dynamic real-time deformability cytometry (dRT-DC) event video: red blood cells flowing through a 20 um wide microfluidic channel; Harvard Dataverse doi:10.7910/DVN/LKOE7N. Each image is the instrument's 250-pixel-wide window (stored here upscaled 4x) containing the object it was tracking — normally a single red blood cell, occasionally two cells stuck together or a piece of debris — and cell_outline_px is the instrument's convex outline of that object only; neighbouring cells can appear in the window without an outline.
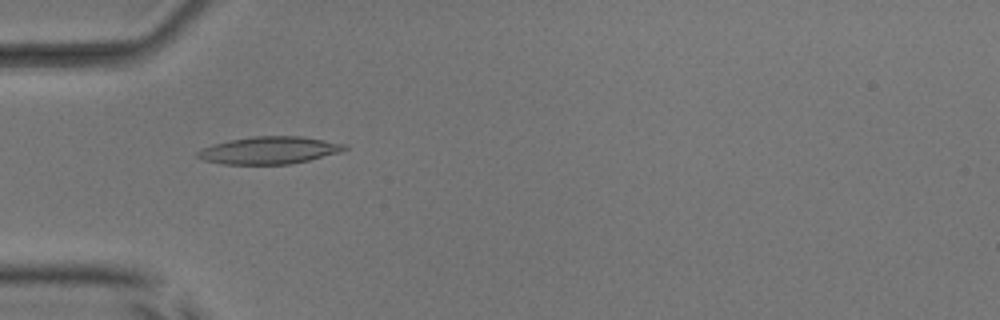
{"species": "common noctule bat (a hibernating species)", "species_latin": "Nyctalus noctula", "temperature_condition": "room temperature", "stored_images_in_passage": 52, "camera_frame_rate_fps": 3000, "um_per_image_px": 0.085, "animal": {"sex": "male", "body_mass_g": 17.9, "forearm_length_mm": 54.2}, "frame": {"image": 1, "passage_image": 17, "time_ms": 5.333, "image_size_px": [1000, 320], "cell_outline_px": [[348, 148], [340, 152], [308, 160], [288, 164], [220, 164], [204, 160], [196, 156], [196, 152], [204, 148], [228, 140], [252, 136], [300, 136], [348, 144]], "centroid_in_image_um": [22.9, 12.77], "position_along_channel_um": 62.1, "area_um2": 23.29}}
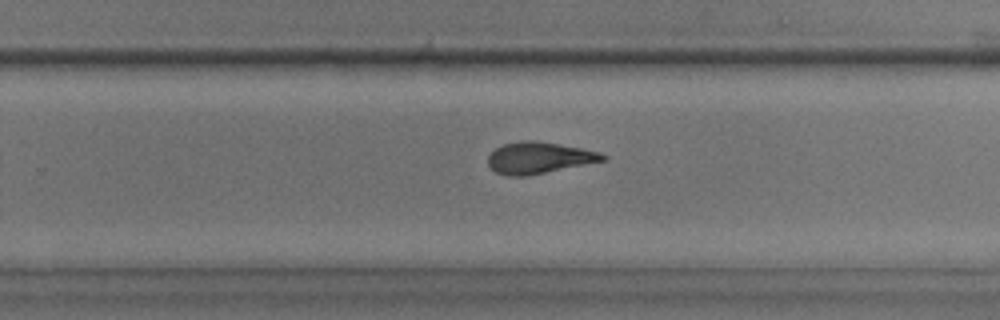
{"frame": {"image": 2, "passage_image": 34, "time_ms": 11.0, "image_size_px": [1000, 320], "cell_outline_px": [[608, 160], [528, 176], [508, 176], [496, 172], [488, 164], [488, 156], [496, 148], [504, 144], [524, 140], [532, 140], [580, 148], [600, 152], [608, 156]], "centroid_in_image_um": [45.84, 13.43], "position_along_channel_um": 284.0, "area_um2": 20.98}}
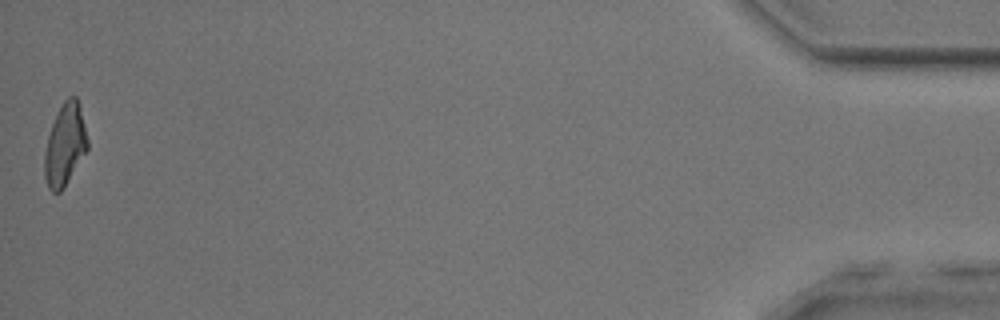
{"frame": {"image": 3, "passage_image": 52, "time_ms": 17.0, "image_size_px": [1000, 320], "cell_outline_px": [[88, 148], [64, 188], [60, 192], [52, 192], [48, 188], [44, 176], [44, 156], [48, 136], [52, 124], [64, 100], [68, 96], [76, 96], [80, 104], [88, 140]], "centroid_in_image_um": [5.53, 12.31], "position_along_channel_um": 429.7, "area_um2": 20.46}, "authors_computed_cell_mechanics": {"area_um2": 21.6172, "velocity_mm_per_s": 3.9858, "shape_relaxation_time_tau1_ms": 11.3125, "shape_relaxation_time_tau2_ms": 3.6779, "deformation_change_tau1": 0.2737, "deformation_change_tau2": 0.129}}